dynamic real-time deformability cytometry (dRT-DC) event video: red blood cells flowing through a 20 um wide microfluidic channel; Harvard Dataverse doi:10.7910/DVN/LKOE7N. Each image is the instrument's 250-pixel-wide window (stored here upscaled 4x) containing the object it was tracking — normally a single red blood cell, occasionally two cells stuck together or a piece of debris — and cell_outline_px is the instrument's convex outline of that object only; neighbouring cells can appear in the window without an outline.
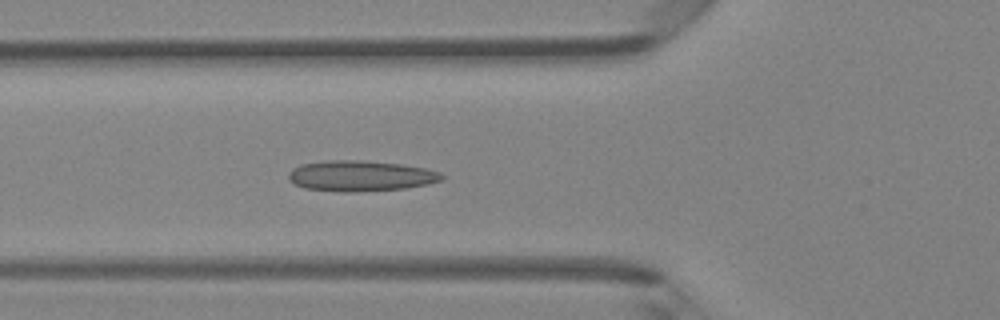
{"species": "Egyptian fruit bat (a non-hibernating species)", "species_latin": "Rousettus aegyptiacus", "temperature_condition": "room temperature", "stored_images_in_passage": 46, "camera_frame_rate_fps": 3000, "um_per_image_px": 0.085, "animal": {"sex": "female"}, "frame": {"image": 1, "passage_image": 16, "time_ms": 5.0, "image_size_px": [1000, 320], "cell_outline_px": [[444, 176], [440, 180], [428, 184], [404, 188], [352, 192], [344, 192], [304, 188], [288, 180], [288, 172], [292, 168], [300, 164], [328, 160], [360, 160], [400, 164], [428, 168], [440, 172]], "centroid_in_image_um": [30.62, 14.94], "position_along_channel_um": 95.2, "area_um2": 27.4}}
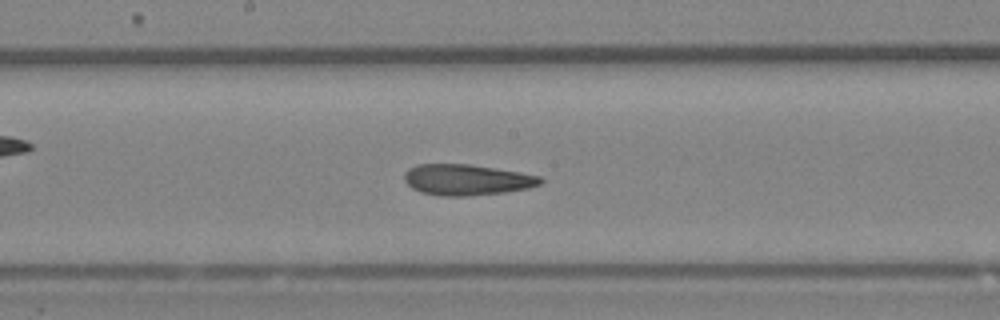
{"frame": {"image": 2, "passage_image": 24, "time_ms": 7.667, "image_size_px": [1000, 320], "cell_outline_px": [[544, 180], [540, 184], [528, 188], [504, 192], [468, 196], [440, 196], [420, 192], [412, 188], [404, 180], [404, 172], [408, 168], [416, 164], [468, 164], [520, 172], [540, 176]], "centroid_in_image_um": [39.64, 15.28], "position_along_channel_um": 208.6, "area_um2": 24.57}}
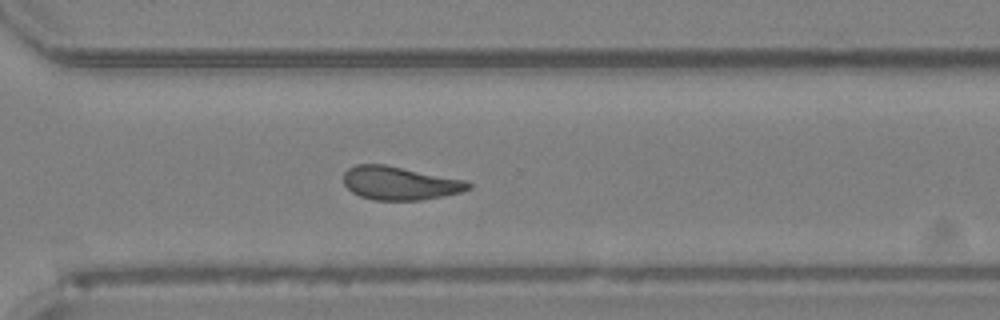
{"frame": {"image": 3, "passage_image": 33, "time_ms": 10.667, "image_size_px": [1000, 320], "cell_outline_px": [[472, 188], [460, 192], [444, 196], [420, 200], [372, 200], [360, 196], [352, 192], [344, 184], [344, 172], [348, 168], [356, 164], [384, 164], [468, 180], [472, 184]], "centroid_in_image_um": [34.01, 15.56], "position_along_channel_um": 336.6, "area_um2": 24.51}, "authors_computed_cell_mechanics": {"area_um2": 24.5939, "velocity_mm_per_s": 4.2707, "shape_relaxation_time_tau1_ms": null, "shape_relaxation_time_tau2_ms": 4.4746, "deformation_change_tau1": null, "deformation_change_tau2": 0.1239}}